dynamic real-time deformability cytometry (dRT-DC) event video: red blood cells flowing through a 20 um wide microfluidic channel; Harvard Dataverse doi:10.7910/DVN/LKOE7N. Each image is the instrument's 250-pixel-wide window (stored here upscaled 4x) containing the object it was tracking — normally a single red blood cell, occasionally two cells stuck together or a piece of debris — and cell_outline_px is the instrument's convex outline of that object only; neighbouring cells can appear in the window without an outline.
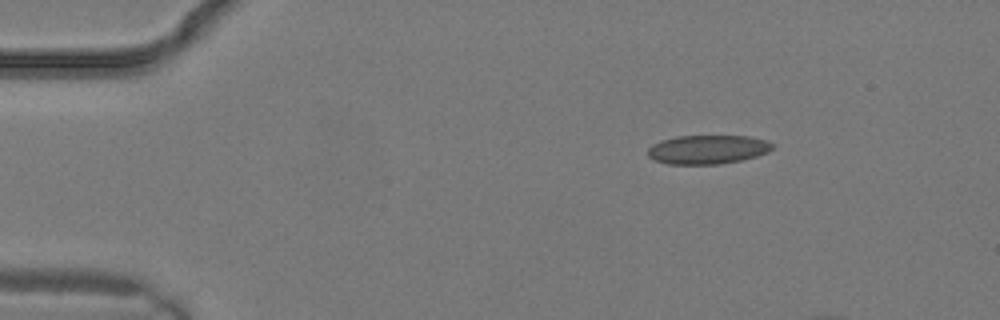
{"species": "common noctule bat (a hibernating species)", "species_latin": "Nyctalus noctula", "temperature_condition": "warm", "stored_images_in_passage": 2, "camera_frame_rate_fps": 3000, "um_per_image_px": 0.085, "animal": {"sex": "male", "body_mass_g": 19.2, "forearm_length_mm": 51.8}, "frame": {"image": 1, "passage_image": 2, "time_ms": 0.333, "image_size_px": [1000, 320], "cell_outline_px": [[772, 148], [768, 152], [756, 156], [740, 160], [720, 164], [668, 164], [656, 160], [648, 156], [648, 148], [652, 144], [660, 140], [676, 136], [748, 136], [768, 140], [772, 144]], "centroid_in_image_um": [60.13, 12.7], "position_along_channel_um": 24.9, "area_um2": 20.98}}